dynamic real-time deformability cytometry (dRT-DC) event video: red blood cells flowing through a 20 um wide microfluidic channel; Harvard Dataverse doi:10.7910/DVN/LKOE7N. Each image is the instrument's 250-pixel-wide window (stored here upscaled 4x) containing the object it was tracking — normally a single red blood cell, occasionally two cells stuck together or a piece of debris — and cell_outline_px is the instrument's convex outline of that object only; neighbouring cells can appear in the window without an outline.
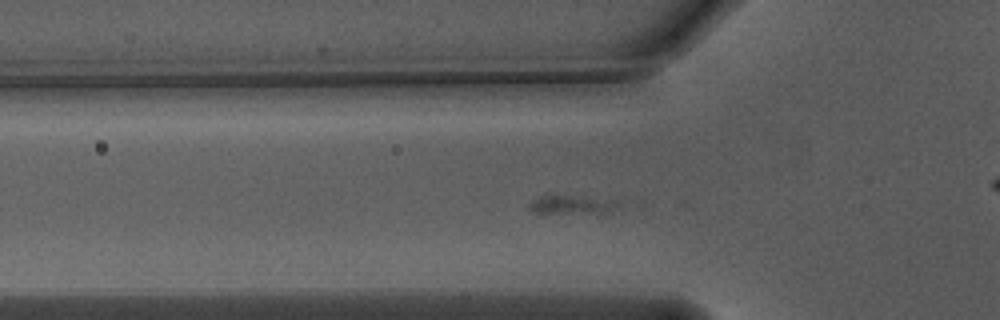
{"species": "Egyptian fruit bat (a non-hibernating species)", "species_latin": "Rousettus aegyptiacus", "temperature_condition": "warm", "stored_images_in_passage": 56, "camera_frame_rate_fps": 3000, "um_per_image_px": 0.085, "animal": {"sex": "male"}, "frame": {"image": 1, "passage_image": 17, "time_ms": 5.333, "image_size_px": [1000, 320], "cell_outline_px": [[620, 208], [608, 212], [540, 216], [532, 212], [528, 208], [532, 200], [540, 196], [560, 196], [616, 200], [620, 204]], "centroid_in_image_um": [48.52, 17.48], "position_along_channel_um": 77.3, "area_um2": 10.17}}
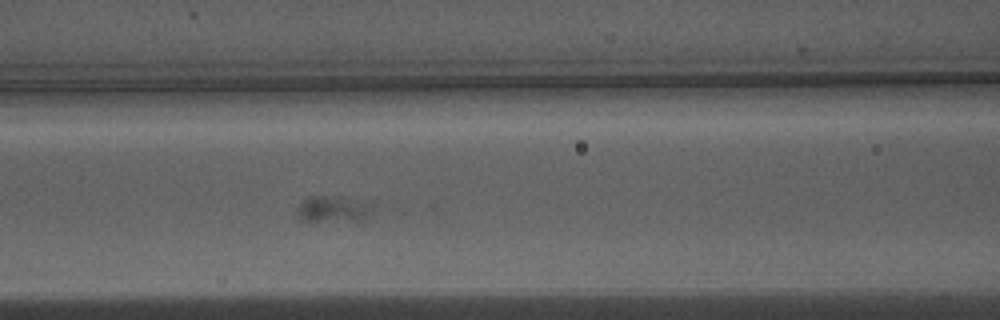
{"frame": {"image": 2, "passage_image": 22, "time_ms": 7.0, "image_size_px": [1000, 320], "cell_outline_px": [[372, 208], [368, 216], [364, 220], [300, 220], [296, 212], [300, 204], [308, 196], [324, 196], [372, 204]], "centroid_in_image_um": [28.26, 17.79], "position_along_channel_um": 138.3, "area_um2": 10.81}}
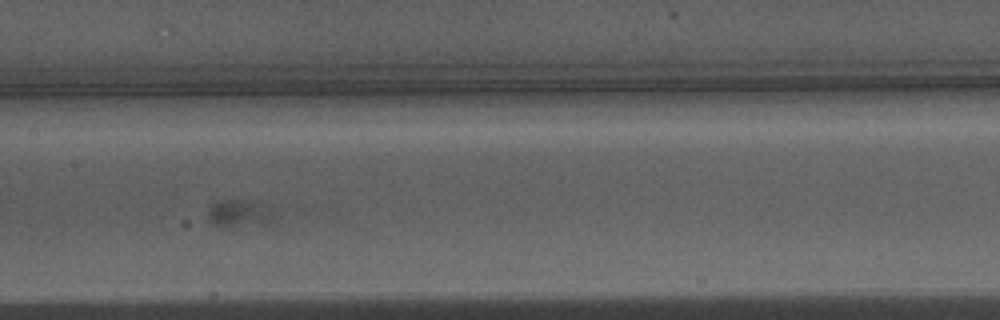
{"frame": {"image": 3, "passage_image": 26, "time_ms": 8.333, "image_size_px": [1000, 320], "cell_outline_px": [[272, 220], [268, 224], [224, 228], [220, 228], [212, 224], [208, 212], [212, 204], [216, 200], [244, 200], [272, 208]], "centroid_in_image_um": [20.31, 18.18], "position_along_channel_um": 187.1, "area_um2": 10.64}}